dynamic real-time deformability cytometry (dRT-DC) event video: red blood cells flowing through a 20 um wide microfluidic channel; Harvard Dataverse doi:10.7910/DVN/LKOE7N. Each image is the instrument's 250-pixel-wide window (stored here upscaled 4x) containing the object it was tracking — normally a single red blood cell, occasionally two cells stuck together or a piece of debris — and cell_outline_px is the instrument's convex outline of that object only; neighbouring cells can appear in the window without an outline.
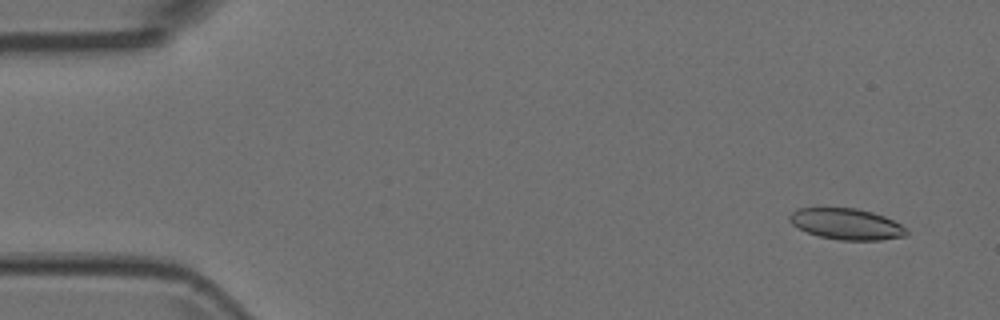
{"species": "Egyptian fruit bat (a non-hibernating species)", "species_latin": "Rousettus aegyptiacus", "temperature_condition": "room temperature", "stored_images_in_passage": 6, "segment_of_instrument_passage": [2, 2], "camera_frame_rate_fps": 3000, "um_per_image_px": 0.085, "animal": {"sex": "female"}, "frame": {"image": 1, "passage_image": 6, "time_ms": 1.667, "image_size_px": [1000, 320], "cell_outline_px": [[908, 236], [880, 240], [840, 240], [820, 236], [808, 232], [792, 224], [788, 220], [788, 216], [796, 208], [856, 208], [872, 212], [884, 216], [908, 228]], "centroid_in_image_um": [71.98, 19.04], "position_along_channel_um": 13.0, "area_um2": 21.21}}